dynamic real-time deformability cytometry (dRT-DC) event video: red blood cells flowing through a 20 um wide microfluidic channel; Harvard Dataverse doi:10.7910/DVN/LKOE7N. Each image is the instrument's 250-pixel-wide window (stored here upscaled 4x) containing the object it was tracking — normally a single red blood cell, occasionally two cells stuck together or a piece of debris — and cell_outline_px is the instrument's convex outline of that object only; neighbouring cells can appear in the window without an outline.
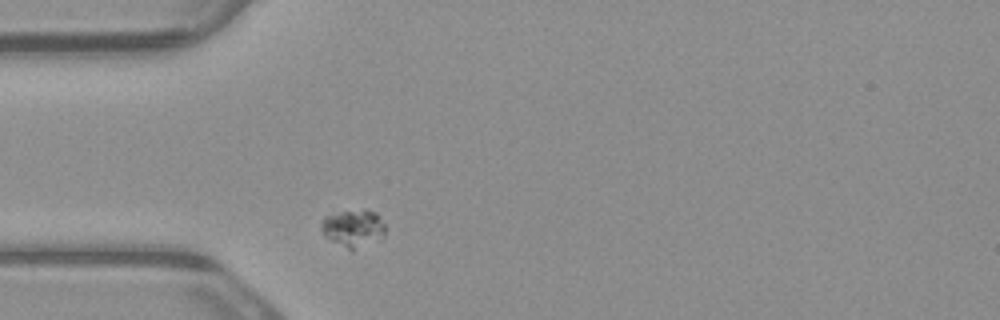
{"species": "common noctule bat (a hibernating species)", "species_latin": "Nyctalus noctula", "temperature_condition": "warm", "stored_images_in_passage": 1, "camera_frame_rate_fps": 3000, "um_per_image_px": 0.085, "animal": {"sex": "male", "body_mass_g": 23.1, "forearm_length_mm": 52.7}, "frame": {"image": 1, "passage_image": 1, "time_ms": 0.0, "image_size_px": [1000, 320], "cell_outline_px": [[384, 236], [380, 240], [352, 252], [324, 236], [320, 228], [320, 224], [324, 216], [340, 212], [364, 208], [376, 212], [380, 216], [384, 224]], "centroid_in_image_um": [30.04, 19.41], "position_along_channel_um": 55.0, "area_um2": 14.45}}